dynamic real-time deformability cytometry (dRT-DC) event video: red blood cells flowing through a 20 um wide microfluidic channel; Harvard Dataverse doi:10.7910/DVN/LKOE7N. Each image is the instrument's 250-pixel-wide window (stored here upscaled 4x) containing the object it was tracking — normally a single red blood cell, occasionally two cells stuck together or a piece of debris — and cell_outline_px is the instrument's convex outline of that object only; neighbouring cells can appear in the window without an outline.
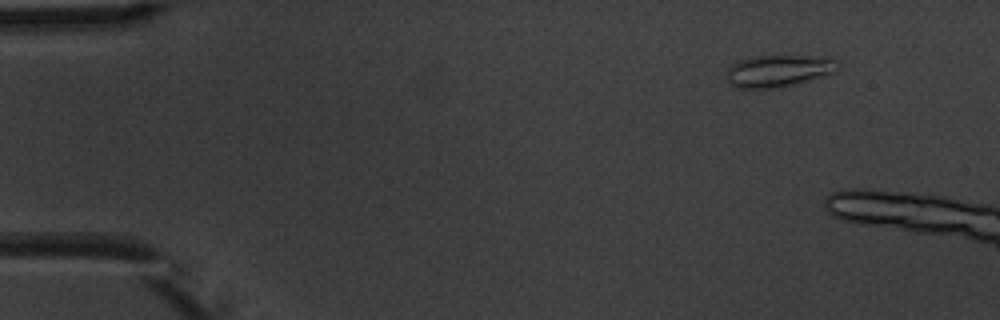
{"species": "common noctule bat (a hibernating species)", "species_latin": "Nyctalus noctula", "temperature_condition": "warm", "stored_images_in_passage": 4, "camera_frame_rate_fps": 3000, "um_per_image_px": 0.085, "animal": {"sex": "male", "body_mass_g": 20.1, "forearm_length_mm": 53.5}, "frame": {"image": 1, "passage_image": 2, "time_ms": 1.333, "image_size_px": [1000, 320], "cell_outline_px": [[840, 68], [832, 72], [780, 88], [736, 88], [728, 84], [728, 68], [732, 64], [740, 60], [756, 56], [832, 56], [840, 64]], "centroid_in_image_um": [66.18, 6.01], "position_along_channel_um": 18.8, "area_um2": 20.63}}